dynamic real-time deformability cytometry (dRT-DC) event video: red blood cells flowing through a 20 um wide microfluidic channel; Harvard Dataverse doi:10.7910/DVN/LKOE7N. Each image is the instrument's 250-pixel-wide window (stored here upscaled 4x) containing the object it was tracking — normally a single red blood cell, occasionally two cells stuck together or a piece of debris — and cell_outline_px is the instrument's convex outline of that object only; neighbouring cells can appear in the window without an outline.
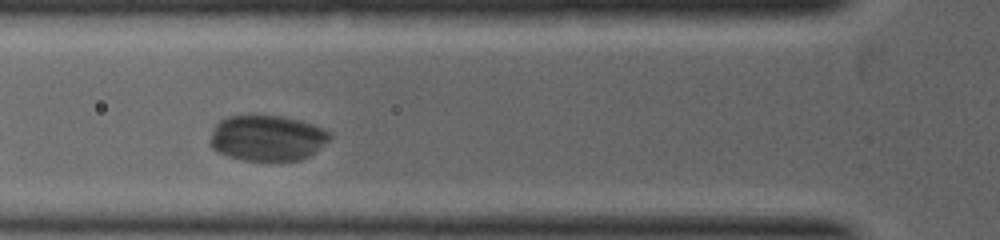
{"species": "common noctule bat (a hibernating species)", "species_latin": "Nyctalus noctula", "temperature_condition": "warm", "stored_images_in_passage": 12, "camera_frame_rate_fps": 5000, "um_per_image_px": 0.085, "animal": {"sex": "female", "body_mass_g": 19.0, "forearm_length_mm": 53.3}, "frame": {"image": 1, "passage_image": 3, "time_ms": 1.0, "image_size_px": [1000, 240], "cell_outline_px": [[332, 136], [328, 140], [308, 156], [300, 160], [268, 164], [240, 160], [228, 156], [212, 148], [208, 144], [208, 140], [212, 128], [224, 116], [256, 112], [284, 116], [300, 120], [324, 128], [332, 132]], "centroid_in_image_um": [22.65, 11.72], "position_along_channel_um": 103.2, "area_um2": 33.7}}